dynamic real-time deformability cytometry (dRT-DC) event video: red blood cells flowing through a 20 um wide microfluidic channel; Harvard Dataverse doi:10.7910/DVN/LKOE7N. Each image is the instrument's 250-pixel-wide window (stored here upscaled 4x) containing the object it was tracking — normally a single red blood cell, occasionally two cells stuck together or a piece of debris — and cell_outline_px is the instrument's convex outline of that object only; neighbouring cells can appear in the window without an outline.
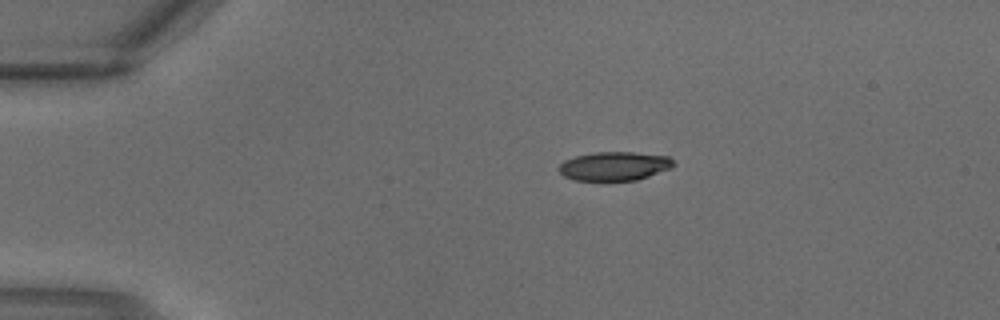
{"species": "common noctule bat (a hibernating species)", "species_latin": "Nyctalus noctula", "temperature_condition": "warm", "stored_images_in_passage": 1, "camera_frame_rate_fps": 3000, "um_per_image_px": 0.085, "animal": {"sex": "male", "body_mass_g": 18.8}, "frame": {"image": 1, "passage_image": 1, "time_ms": 0.0, "image_size_px": [1000, 320], "cell_outline_px": [[676, 164], [672, 168], [636, 180], [576, 180], [564, 176], [556, 168], [564, 160], [576, 156], [596, 152], [632, 152], [668, 156]], "centroid_in_image_um": [52.22, 14.11], "position_along_channel_um": 32.8, "area_um2": 19.19}}